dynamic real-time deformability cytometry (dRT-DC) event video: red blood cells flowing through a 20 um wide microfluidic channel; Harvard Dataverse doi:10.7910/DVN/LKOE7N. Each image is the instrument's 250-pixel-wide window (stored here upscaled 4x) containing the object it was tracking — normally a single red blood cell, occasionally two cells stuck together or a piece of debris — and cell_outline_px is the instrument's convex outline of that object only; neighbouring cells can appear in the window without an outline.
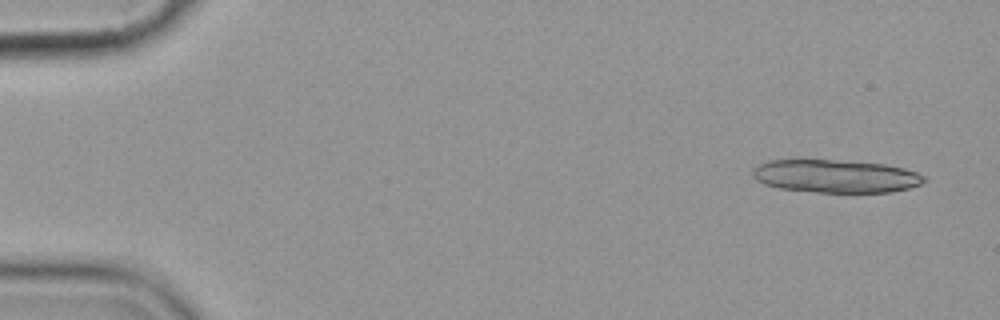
{"species": "common noctule bat (a hibernating species)", "species_latin": "Nyctalus noctula", "temperature_condition": "cold", "stored_images_in_passage": 5, "camera_frame_rate_fps": 3000, "um_per_image_px": 0.085, "animal": {"sex": "female", "body_mass_g": 19.9}, "frame": {"image": 1, "passage_image": 1, "time_ms": 0.0, "image_size_px": [1000, 320], "cell_outline_px": [[928, 180], [920, 184], [908, 188], [892, 192], [816, 192], [780, 188], [764, 184], [756, 180], [752, 176], [752, 168], [768, 160], [832, 160], [884, 164], [904, 168], [916, 172], [924, 176]], "centroid_in_image_um": [71.02, 14.97], "position_along_channel_um": 14.0, "area_um2": 32.89}}
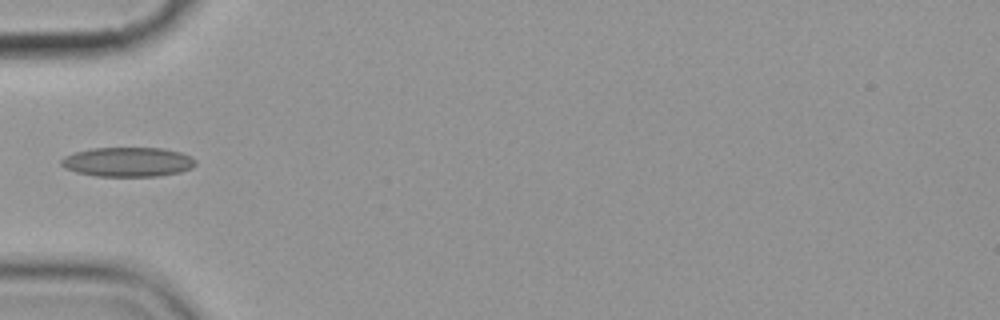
{"frame": {"image": 2, "passage_image": 5, "time_ms": 5.333, "image_size_px": [1000, 320], "cell_outline_px": [[196, 164], [192, 168], [180, 172], [156, 176], [96, 176], [76, 172], [60, 164], [60, 160], [64, 156], [76, 152], [92, 148], [164, 148], [180, 152], [196, 160]], "centroid_in_image_um": [10.87, 13.76], "position_along_channel_um": 74.1, "area_um2": 22.95}}